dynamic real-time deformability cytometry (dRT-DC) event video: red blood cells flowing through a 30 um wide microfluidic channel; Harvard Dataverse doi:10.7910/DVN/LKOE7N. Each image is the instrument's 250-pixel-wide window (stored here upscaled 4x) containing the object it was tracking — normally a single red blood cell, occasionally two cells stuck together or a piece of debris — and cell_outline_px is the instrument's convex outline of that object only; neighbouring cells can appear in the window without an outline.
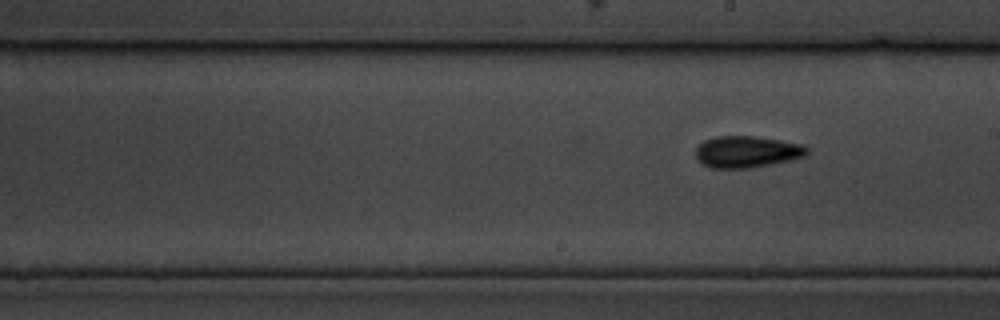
{"species": "common noctule bat (a hibernating species)", "species_latin": "Nyctalus noctula", "temperature_condition": "cold", "stored_images_in_passage": 7, "segment_of_instrument_passage": [2, 2], "camera_frame_rate_fps": 3000, "um_per_image_px": 0.085, "animal": {"sex": "male", "body_mass_g": 19.5, "forearm_length_mm": 54.6}, "frame": {"image": 1, "passage_image": 7, "time_ms": 7.0, "image_size_px": [1000, 320], "cell_outline_px": [[808, 152], [804, 156], [788, 160], [748, 168], [708, 168], [700, 164], [696, 156], [696, 148], [704, 140], [716, 136], [756, 136], [780, 140], [800, 144], [808, 148]], "centroid_in_image_um": [63.42, 12.9], "position_along_channel_um": 225.6, "area_um2": 20.4}}